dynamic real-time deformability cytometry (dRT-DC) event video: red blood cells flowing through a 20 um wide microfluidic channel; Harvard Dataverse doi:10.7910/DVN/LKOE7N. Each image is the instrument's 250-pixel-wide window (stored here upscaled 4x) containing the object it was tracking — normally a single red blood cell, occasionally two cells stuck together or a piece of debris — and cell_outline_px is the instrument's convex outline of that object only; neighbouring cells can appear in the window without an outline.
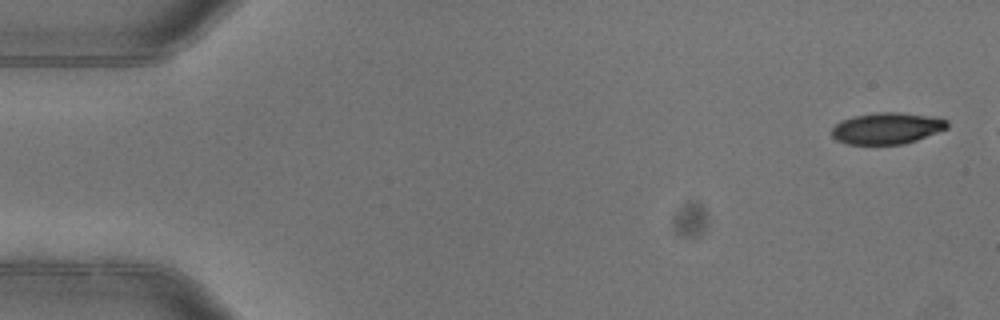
{"species": "common noctule bat (a hibernating species)", "species_latin": "Nyctalus noctula", "temperature_condition": "warm", "stored_images_in_passage": 5, "camera_frame_rate_fps": 3000, "um_per_image_px": 0.085, "animal": {"sex": "female"}, "frame": {"image": 1, "passage_image": 1, "time_ms": 0.0, "image_size_px": [1000, 320], "cell_outline_px": [[948, 128], [916, 140], [904, 144], [848, 144], [836, 140], [832, 136], [832, 128], [840, 120], [856, 116], [876, 112], [900, 112], [932, 116], [948, 120]], "centroid_in_image_um": [75.39, 10.9], "position_along_channel_um": 9.6, "area_um2": 21.15}}